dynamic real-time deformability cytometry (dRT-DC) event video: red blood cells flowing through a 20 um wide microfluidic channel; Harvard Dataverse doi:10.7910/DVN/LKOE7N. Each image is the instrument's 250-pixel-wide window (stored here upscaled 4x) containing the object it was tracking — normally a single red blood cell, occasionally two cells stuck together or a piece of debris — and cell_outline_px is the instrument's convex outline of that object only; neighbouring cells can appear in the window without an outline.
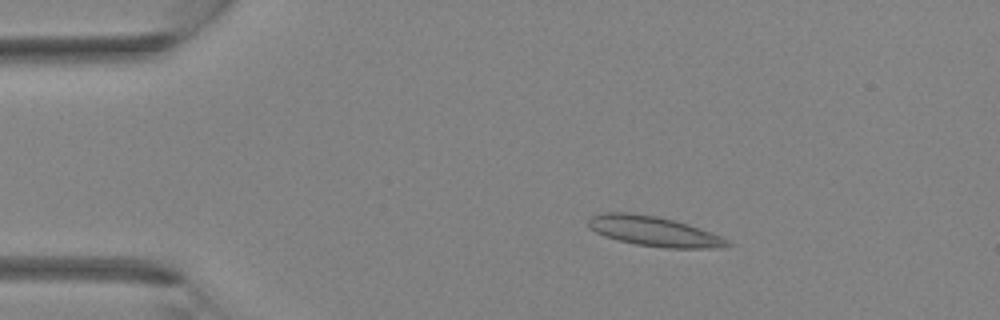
{"species": "Egyptian fruit bat (a non-hibernating species)", "species_latin": "Rousettus aegyptiacus", "temperature_condition": "room temperature", "stored_images_in_passage": 37, "camera_frame_rate_fps": 3000, "um_per_image_px": 0.085, "animal": {"sex": "female"}, "frame": {"image": 1, "passage_image": 6, "time_ms": 1.667, "image_size_px": [1000, 320], "cell_outline_px": [[732, 244], [720, 248], [664, 248], [636, 244], [616, 240], [604, 236], [588, 228], [588, 220], [592, 216], [604, 212], [632, 212], [656, 216], [688, 224], [712, 232], [728, 240]], "centroid_in_image_um": [55.56, 19.66], "position_along_channel_um": 29.4, "area_um2": 24.33}}
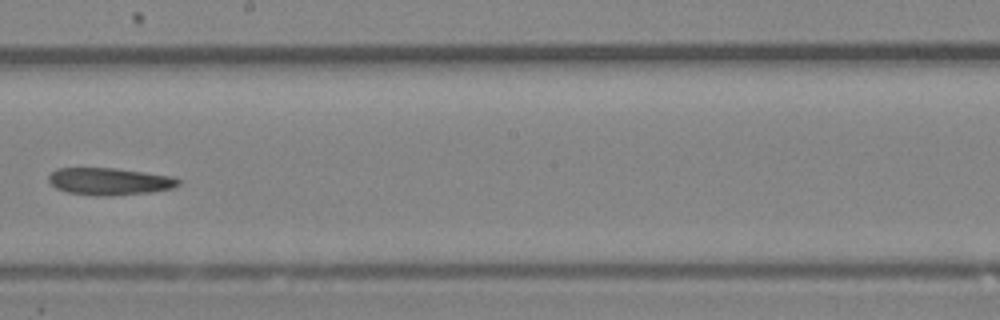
{"frame": {"image": 2, "passage_image": 21, "time_ms": 6.667, "image_size_px": [1000, 320], "cell_outline_px": [[184, 180], [180, 184], [172, 188], [152, 192], [112, 196], [96, 196], [68, 192], [56, 188], [48, 180], [48, 176], [56, 168], [116, 168], [172, 176]], "centroid_in_image_um": [9.34, 15.42], "position_along_channel_um": 238.9, "area_um2": 20.75}}
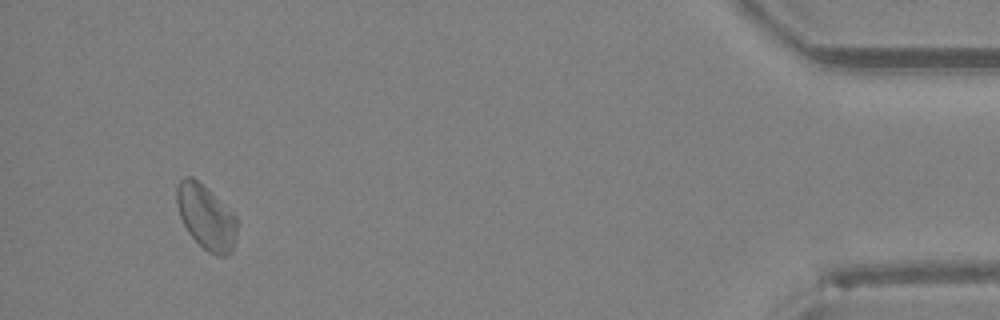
{"frame": {"image": 3, "passage_image": 35, "time_ms": 11.333, "image_size_px": [1000, 320], "cell_outline_px": [[240, 220], [232, 252], [228, 256], [216, 256], [208, 252], [188, 232], [180, 216], [176, 204], [176, 184], [184, 176], [192, 176], [232, 212]], "centroid_in_image_um": [17.53, 18.48], "position_along_channel_um": 417.7, "area_um2": 22.72}}